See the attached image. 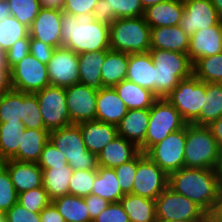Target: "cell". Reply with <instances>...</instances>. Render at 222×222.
Listing matches in <instances>:
<instances>
[{"label": "cell", "instance_id": "cell-9", "mask_svg": "<svg viewBox=\"0 0 222 222\" xmlns=\"http://www.w3.org/2000/svg\"><path fill=\"white\" fill-rule=\"evenodd\" d=\"M156 219L193 222L206 212L189 198L169 186L155 199Z\"/></svg>", "mask_w": 222, "mask_h": 222}, {"label": "cell", "instance_id": "cell-10", "mask_svg": "<svg viewBox=\"0 0 222 222\" xmlns=\"http://www.w3.org/2000/svg\"><path fill=\"white\" fill-rule=\"evenodd\" d=\"M34 94L38 100L46 130L50 132L71 124L65 88L48 85Z\"/></svg>", "mask_w": 222, "mask_h": 222}, {"label": "cell", "instance_id": "cell-55", "mask_svg": "<svg viewBox=\"0 0 222 222\" xmlns=\"http://www.w3.org/2000/svg\"><path fill=\"white\" fill-rule=\"evenodd\" d=\"M12 90L11 74L8 64H0V95Z\"/></svg>", "mask_w": 222, "mask_h": 222}, {"label": "cell", "instance_id": "cell-42", "mask_svg": "<svg viewBox=\"0 0 222 222\" xmlns=\"http://www.w3.org/2000/svg\"><path fill=\"white\" fill-rule=\"evenodd\" d=\"M96 174L97 169L74 170L69 182V195L89 196L92 192Z\"/></svg>", "mask_w": 222, "mask_h": 222}, {"label": "cell", "instance_id": "cell-16", "mask_svg": "<svg viewBox=\"0 0 222 222\" xmlns=\"http://www.w3.org/2000/svg\"><path fill=\"white\" fill-rule=\"evenodd\" d=\"M183 4L180 27L189 37L198 30L218 25L222 21L210 0H188Z\"/></svg>", "mask_w": 222, "mask_h": 222}, {"label": "cell", "instance_id": "cell-12", "mask_svg": "<svg viewBox=\"0 0 222 222\" xmlns=\"http://www.w3.org/2000/svg\"><path fill=\"white\" fill-rule=\"evenodd\" d=\"M169 176L146 154L137 155L132 194L155 200L167 187Z\"/></svg>", "mask_w": 222, "mask_h": 222}, {"label": "cell", "instance_id": "cell-47", "mask_svg": "<svg viewBox=\"0 0 222 222\" xmlns=\"http://www.w3.org/2000/svg\"><path fill=\"white\" fill-rule=\"evenodd\" d=\"M119 185L124 194L132 193L133 180L137 171V156L131 161L114 168Z\"/></svg>", "mask_w": 222, "mask_h": 222}, {"label": "cell", "instance_id": "cell-30", "mask_svg": "<svg viewBox=\"0 0 222 222\" xmlns=\"http://www.w3.org/2000/svg\"><path fill=\"white\" fill-rule=\"evenodd\" d=\"M105 56L106 51H95L78 54L79 83L97 90L103 88L101 81V68Z\"/></svg>", "mask_w": 222, "mask_h": 222}, {"label": "cell", "instance_id": "cell-35", "mask_svg": "<svg viewBox=\"0 0 222 222\" xmlns=\"http://www.w3.org/2000/svg\"><path fill=\"white\" fill-rule=\"evenodd\" d=\"M220 117H222V84L206 83L202 111L192 124L208 126Z\"/></svg>", "mask_w": 222, "mask_h": 222}, {"label": "cell", "instance_id": "cell-49", "mask_svg": "<svg viewBox=\"0 0 222 222\" xmlns=\"http://www.w3.org/2000/svg\"><path fill=\"white\" fill-rule=\"evenodd\" d=\"M93 222H130L120 202L110 203Z\"/></svg>", "mask_w": 222, "mask_h": 222}, {"label": "cell", "instance_id": "cell-51", "mask_svg": "<svg viewBox=\"0 0 222 222\" xmlns=\"http://www.w3.org/2000/svg\"><path fill=\"white\" fill-rule=\"evenodd\" d=\"M99 0H65L63 12L71 15L90 14Z\"/></svg>", "mask_w": 222, "mask_h": 222}, {"label": "cell", "instance_id": "cell-60", "mask_svg": "<svg viewBox=\"0 0 222 222\" xmlns=\"http://www.w3.org/2000/svg\"><path fill=\"white\" fill-rule=\"evenodd\" d=\"M10 16V10L6 0L0 1V21L4 18Z\"/></svg>", "mask_w": 222, "mask_h": 222}, {"label": "cell", "instance_id": "cell-19", "mask_svg": "<svg viewBox=\"0 0 222 222\" xmlns=\"http://www.w3.org/2000/svg\"><path fill=\"white\" fill-rule=\"evenodd\" d=\"M94 19L110 25L117 18H133L144 15L140 0H99L93 9Z\"/></svg>", "mask_w": 222, "mask_h": 222}, {"label": "cell", "instance_id": "cell-38", "mask_svg": "<svg viewBox=\"0 0 222 222\" xmlns=\"http://www.w3.org/2000/svg\"><path fill=\"white\" fill-rule=\"evenodd\" d=\"M193 75L206 83H222V52L198 59L193 64Z\"/></svg>", "mask_w": 222, "mask_h": 222}, {"label": "cell", "instance_id": "cell-29", "mask_svg": "<svg viewBox=\"0 0 222 222\" xmlns=\"http://www.w3.org/2000/svg\"><path fill=\"white\" fill-rule=\"evenodd\" d=\"M129 54L106 50V56L101 68V81L103 87H114L126 79L128 71Z\"/></svg>", "mask_w": 222, "mask_h": 222}, {"label": "cell", "instance_id": "cell-18", "mask_svg": "<svg viewBox=\"0 0 222 222\" xmlns=\"http://www.w3.org/2000/svg\"><path fill=\"white\" fill-rule=\"evenodd\" d=\"M222 52V21L215 26L196 31L190 36L187 55L194 64L198 59Z\"/></svg>", "mask_w": 222, "mask_h": 222}, {"label": "cell", "instance_id": "cell-67", "mask_svg": "<svg viewBox=\"0 0 222 222\" xmlns=\"http://www.w3.org/2000/svg\"><path fill=\"white\" fill-rule=\"evenodd\" d=\"M173 1H179V2L184 3V2H186V1H188V0H173Z\"/></svg>", "mask_w": 222, "mask_h": 222}, {"label": "cell", "instance_id": "cell-41", "mask_svg": "<svg viewBox=\"0 0 222 222\" xmlns=\"http://www.w3.org/2000/svg\"><path fill=\"white\" fill-rule=\"evenodd\" d=\"M10 16L15 17L21 24L30 28L41 10L39 0H6Z\"/></svg>", "mask_w": 222, "mask_h": 222}, {"label": "cell", "instance_id": "cell-20", "mask_svg": "<svg viewBox=\"0 0 222 222\" xmlns=\"http://www.w3.org/2000/svg\"><path fill=\"white\" fill-rule=\"evenodd\" d=\"M148 121L149 109H129L116 126L118 135L135 143L144 154Z\"/></svg>", "mask_w": 222, "mask_h": 222}, {"label": "cell", "instance_id": "cell-23", "mask_svg": "<svg viewBox=\"0 0 222 222\" xmlns=\"http://www.w3.org/2000/svg\"><path fill=\"white\" fill-rule=\"evenodd\" d=\"M140 153L139 147L117 135L97 154L98 166L116 168L134 159Z\"/></svg>", "mask_w": 222, "mask_h": 222}, {"label": "cell", "instance_id": "cell-57", "mask_svg": "<svg viewBox=\"0 0 222 222\" xmlns=\"http://www.w3.org/2000/svg\"><path fill=\"white\" fill-rule=\"evenodd\" d=\"M41 8L63 11L65 0H39Z\"/></svg>", "mask_w": 222, "mask_h": 222}, {"label": "cell", "instance_id": "cell-43", "mask_svg": "<svg viewBox=\"0 0 222 222\" xmlns=\"http://www.w3.org/2000/svg\"><path fill=\"white\" fill-rule=\"evenodd\" d=\"M21 121L24 123L26 129H45L39 110V103L34 93L23 92V117Z\"/></svg>", "mask_w": 222, "mask_h": 222}, {"label": "cell", "instance_id": "cell-25", "mask_svg": "<svg viewBox=\"0 0 222 222\" xmlns=\"http://www.w3.org/2000/svg\"><path fill=\"white\" fill-rule=\"evenodd\" d=\"M78 125L87 150L96 155L118 135L117 128L113 124L94 120L81 122Z\"/></svg>", "mask_w": 222, "mask_h": 222}, {"label": "cell", "instance_id": "cell-58", "mask_svg": "<svg viewBox=\"0 0 222 222\" xmlns=\"http://www.w3.org/2000/svg\"><path fill=\"white\" fill-rule=\"evenodd\" d=\"M215 171H216V175H217L218 192L222 193V152H220V156L218 158V162L215 167Z\"/></svg>", "mask_w": 222, "mask_h": 222}, {"label": "cell", "instance_id": "cell-22", "mask_svg": "<svg viewBox=\"0 0 222 222\" xmlns=\"http://www.w3.org/2000/svg\"><path fill=\"white\" fill-rule=\"evenodd\" d=\"M123 100L113 87H103L98 90L96 99L95 120L117 126L127 113Z\"/></svg>", "mask_w": 222, "mask_h": 222}, {"label": "cell", "instance_id": "cell-45", "mask_svg": "<svg viewBox=\"0 0 222 222\" xmlns=\"http://www.w3.org/2000/svg\"><path fill=\"white\" fill-rule=\"evenodd\" d=\"M18 203V193L11 181L8 169L0 163V213H6Z\"/></svg>", "mask_w": 222, "mask_h": 222}, {"label": "cell", "instance_id": "cell-26", "mask_svg": "<svg viewBox=\"0 0 222 222\" xmlns=\"http://www.w3.org/2000/svg\"><path fill=\"white\" fill-rule=\"evenodd\" d=\"M126 79L155 95V66L149 52L129 54Z\"/></svg>", "mask_w": 222, "mask_h": 222}, {"label": "cell", "instance_id": "cell-46", "mask_svg": "<svg viewBox=\"0 0 222 222\" xmlns=\"http://www.w3.org/2000/svg\"><path fill=\"white\" fill-rule=\"evenodd\" d=\"M37 164L41 169H48L53 168V166H65L68 162L64 153L60 152L54 143L49 140L45 144Z\"/></svg>", "mask_w": 222, "mask_h": 222}, {"label": "cell", "instance_id": "cell-53", "mask_svg": "<svg viewBox=\"0 0 222 222\" xmlns=\"http://www.w3.org/2000/svg\"><path fill=\"white\" fill-rule=\"evenodd\" d=\"M84 200L92 221L110 204L104 198L94 194L84 197Z\"/></svg>", "mask_w": 222, "mask_h": 222}, {"label": "cell", "instance_id": "cell-34", "mask_svg": "<svg viewBox=\"0 0 222 222\" xmlns=\"http://www.w3.org/2000/svg\"><path fill=\"white\" fill-rule=\"evenodd\" d=\"M91 194L100 196L110 203L120 201L125 194L113 168L98 166Z\"/></svg>", "mask_w": 222, "mask_h": 222}, {"label": "cell", "instance_id": "cell-4", "mask_svg": "<svg viewBox=\"0 0 222 222\" xmlns=\"http://www.w3.org/2000/svg\"><path fill=\"white\" fill-rule=\"evenodd\" d=\"M110 49L128 54L149 52L151 27L143 16L117 18L109 25Z\"/></svg>", "mask_w": 222, "mask_h": 222}, {"label": "cell", "instance_id": "cell-28", "mask_svg": "<svg viewBox=\"0 0 222 222\" xmlns=\"http://www.w3.org/2000/svg\"><path fill=\"white\" fill-rule=\"evenodd\" d=\"M49 140L50 132L46 129H25L21 136L17 155L13 160L37 163L45 144Z\"/></svg>", "mask_w": 222, "mask_h": 222}, {"label": "cell", "instance_id": "cell-44", "mask_svg": "<svg viewBox=\"0 0 222 222\" xmlns=\"http://www.w3.org/2000/svg\"><path fill=\"white\" fill-rule=\"evenodd\" d=\"M51 202L43 186L18 194V203L33 213H40Z\"/></svg>", "mask_w": 222, "mask_h": 222}, {"label": "cell", "instance_id": "cell-62", "mask_svg": "<svg viewBox=\"0 0 222 222\" xmlns=\"http://www.w3.org/2000/svg\"><path fill=\"white\" fill-rule=\"evenodd\" d=\"M163 1H166V0H140V3L142 5L143 9L145 10L146 8H148L150 6H153V5L163 2Z\"/></svg>", "mask_w": 222, "mask_h": 222}, {"label": "cell", "instance_id": "cell-3", "mask_svg": "<svg viewBox=\"0 0 222 222\" xmlns=\"http://www.w3.org/2000/svg\"><path fill=\"white\" fill-rule=\"evenodd\" d=\"M155 66V96L165 98L177 84L193 75V64L187 54L150 49Z\"/></svg>", "mask_w": 222, "mask_h": 222}, {"label": "cell", "instance_id": "cell-21", "mask_svg": "<svg viewBox=\"0 0 222 222\" xmlns=\"http://www.w3.org/2000/svg\"><path fill=\"white\" fill-rule=\"evenodd\" d=\"M2 164L8 169L11 181L17 193L42 186L43 170L36 162L7 160Z\"/></svg>", "mask_w": 222, "mask_h": 222}, {"label": "cell", "instance_id": "cell-6", "mask_svg": "<svg viewBox=\"0 0 222 222\" xmlns=\"http://www.w3.org/2000/svg\"><path fill=\"white\" fill-rule=\"evenodd\" d=\"M50 140L64 153L73 170L98 168L97 155L87 150L78 124L50 131Z\"/></svg>", "mask_w": 222, "mask_h": 222}, {"label": "cell", "instance_id": "cell-2", "mask_svg": "<svg viewBox=\"0 0 222 222\" xmlns=\"http://www.w3.org/2000/svg\"><path fill=\"white\" fill-rule=\"evenodd\" d=\"M168 186L206 213L214 211L219 194L215 169L181 168L169 175Z\"/></svg>", "mask_w": 222, "mask_h": 222}, {"label": "cell", "instance_id": "cell-59", "mask_svg": "<svg viewBox=\"0 0 222 222\" xmlns=\"http://www.w3.org/2000/svg\"><path fill=\"white\" fill-rule=\"evenodd\" d=\"M212 214L219 220V222H222V193L218 194L217 203Z\"/></svg>", "mask_w": 222, "mask_h": 222}, {"label": "cell", "instance_id": "cell-37", "mask_svg": "<svg viewBox=\"0 0 222 222\" xmlns=\"http://www.w3.org/2000/svg\"><path fill=\"white\" fill-rule=\"evenodd\" d=\"M24 123H0V163L13 159L18 152Z\"/></svg>", "mask_w": 222, "mask_h": 222}, {"label": "cell", "instance_id": "cell-54", "mask_svg": "<svg viewBox=\"0 0 222 222\" xmlns=\"http://www.w3.org/2000/svg\"><path fill=\"white\" fill-rule=\"evenodd\" d=\"M41 222H65L56 206L51 202L39 213Z\"/></svg>", "mask_w": 222, "mask_h": 222}, {"label": "cell", "instance_id": "cell-56", "mask_svg": "<svg viewBox=\"0 0 222 222\" xmlns=\"http://www.w3.org/2000/svg\"><path fill=\"white\" fill-rule=\"evenodd\" d=\"M208 127L210 128L214 138L218 143L219 149L222 152V117L216 121H213L210 125H208Z\"/></svg>", "mask_w": 222, "mask_h": 222}, {"label": "cell", "instance_id": "cell-39", "mask_svg": "<svg viewBox=\"0 0 222 222\" xmlns=\"http://www.w3.org/2000/svg\"><path fill=\"white\" fill-rule=\"evenodd\" d=\"M23 92L11 90L0 95V123H22Z\"/></svg>", "mask_w": 222, "mask_h": 222}, {"label": "cell", "instance_id": "cell-36", "mask_svg": "<svg viewBox=\"0 0 222 222\" xmlns=\"http://www.w3.org/2000/svg\"><path fill=\"white\" fill-rule=\"evenodd\" d=\"M65 222H93L87 210L84 197L64 195L52 201Z\"/></svg>", "mask_w": 222, "mask_h": 222}, {"label": "cell", "instance_id": "cell-17", "mask_svg": "<svg viewBox=\"0 0 222 222\" xmlns=\"http://www.w3.org/2000/svg\"><path fill=\"white\" fill-rule=\"evenodd\" d=\"M63 11L41 8L29 28L30 38L40 40L52 47H61V22Z\"/></svg>", "mask_w": 222, "mask_h": 222}, {"label": "cell", "instance_id": "cell-50", "mask_svg": "<svg viewBox=\"0 0 222 222\" xmlns=\"http://www.w3.org/2000/svg\"><path fill=\"white\" fill-rule=\"evenodd\" d=\"M7 222H41L39 213H33L19 203L12 206L6 213Z\"/></svg>", "mask_w": 222, "mask_h": 222}, {"label": "cell", "instance_id": "cell-40", "mask_svg": "<svg viewBox=\"0 0 222 222\" xmlns=\"http://www.w3.org/2000/svg\"><path fill=\"white\" fill-rule=\"evenodd\" d=\"M30 38L29 28L15 17L7 16L0 21V49L7 51L19 39Z\"/></svg>", "mask_w": 222, "mask_h": 222}, {"label": "cell", "instance_id": "cell-63", "mask_svg": "<svg viewBox=\"0 0 222 222\" xmlns=\"http://www.w3.org/2000/svg\"><path fill=\"white\" fill-rule=\"evenodd\" d=\"M217 10L219 18L222 20V0H210Z\"/></svg>", "mask_w": 222, "mask_h": 222}, {"label": "cell", "instance_id": "cell-48", "mask_svg": "<svg viewBox=\"0 0 222 222\" xmlns=\"http://www.w3.org/2000/svg\"><path fill=\"white\" fill-rule=\"evenodd\" d=\"M28 54H30V38L17 40L11 48L6 51L8 67L11 69Z\"/></svg>", "mask_w": 222, "mask_h": 222}, {"label": "cell", "instance_id": "cell-64", "mask_svg": "<svg viewBox=\"0 0 222 222\" xmlns=\"http://www.w3.org/2000/svg\"><path fill=\"white\" fill-rule=\"evenodd\" d=\"M0 64H7L6 51L0 49Z\"/></svg>", "mask_w": 222, "mask_h": 222}, {"label": "cell", "instance_id": "cell-24", "mask_svg": "<svg viewBox=\"0 0 222 222\" xmlns=\"http://www.w3.org/2000/svg\"><path fill=\"white\" fill-rule=\"evenodd\" d=\"M184 4L179 1L166 0L144 10L145 22L151 27H171L180 25Z\"/></svg>", "mask_w": 222, "mask_h": 222}, {"label": "cell", "instance_id": "cell-33", "mask_svg": "<svg viewBox=\"0 0 222 222\" xmlns=\"http://www.w3.org/2000/svg\"><path fill=\"white\" fill-rule=\"evenodd\" d=\"M119 202L130 222H156L155 200L130 193Z\"/></svg>", "mask_w": 222, "mask_h": 222}, {"label": "cell", "instance_id": "cell-65", "mask_svg": "<svg viewBox=\"0 0 222 222\" xmlns=\"http://www.w3.org/2000/svg\"><path fill=\"white\" fill-rule=\"evenodd\" d=\"M156 222H185V221H180V220L169 221V220H159V219H156Z\"/></svg>", "mask_w": 222, "mask_h": 222}, {"label": "cell", "instance_id": "cell-11", "mask_svg": "<svg viewBox=\"0 0 222 222\" xmlns=\"http://www.w3.org/2000/svg\"><path fill=\"white\" fill-rule=\"evenodd\" d=\"M185 143L186 125L182 129L170 133L145 154L169 176L184 168Z\"/></svg>", "mask_w": 222, "mask_h": 222}, {"label": "cell", "instance_id": "cell-13", "mask_svg": "<svg viewBox=\"0 0 222 222\" xmlns=\"http://www.w3.org/2000/svg\"><path fill=\"white\" fill-rule=\"evenodd\" d=\"M12 90L35 93L50 85L47 65L28 54L10 69Z\"/></svg>", "mask_w": 222, "mask_h": 222}, {"label": "cell", "instance_id": "cell-32", "mask_svg": "<svg viewBox=\"0 0 222 222\" xmlns=\"http://www.w3.org/2000/svg\"><path fill=\"white\" fill-rule=\"evenodd\" d=\"M42 170V186L47 191L51 201L69 195V182L74 170L68 164Z\"/></svg>", "mask_w": 222, "mask_h": 222}, {"label": "cell", "instance_id": "cell-15", "mask_svg": "<svg viewBox=\"0 0 222 222\" xmlns=\"http://www.w3.org/2000/svg\"><path fill=\"white\" fill-rule=\"evenodd\" d=\"M65 93L71 124L95 120L97 89L77 83L66 87Z\"/></svg>", "mask_w": 222, "mask_h": 222}, {"label": "cell", "instance_id": "cell-8", "mask_svg": "<svg viewBox=\"0 0 222 222\" xmlns=\"http://www.w3.org/2000/svg\"><path fill=\"white\" fill-rule=\"evenodd\" d=\"M206 93V82L194 75L181 80L165 98L179 111L187 124H192L203 108Z\"/></svg>", "mask_w": 222, "mask_h": 222}, {"label": "cell", "instance_id": "cell-14", "mask_svg": "<svg viewBox=\"0 0 222 222\" xmlns=\"http://www.w3.org/2000/svg\"><path fill=\"white\" fill-rule=\"evenodd\" d=\"M47 70L50 85L66 88L79 83L78 54L64 46L56 48Z\"/></svg>", "mask_w": 222, "mask_h": 222}, {"label": "cell", "instance_id": "cell-27", "mask_svg": "<svg viewBox=\"0 0 222 222\" xmlns=\"http://www.w3.org/2000/svg\"><path fill=\"white\" fill-rule=\"evenodd\" d=\"M190 37L180 25L151 28V49L169 50L187 54Z\"/></svg>", "mask_w": 222, "mask_h": 222}, {"label": "cell", "instance_id": "cell-7", "mask_svg": "<svg viewBox=\"0 0 222 222\" xmlns=\"http://www.w3.org/2000/svg\"><path fill=\"white\" fill-rule=\"evenodd\" d=\"M186 124L179 111L166 98H157L149 108L145 153L170 133L182 129Z\"/></svg>", "mask_w": 222, "mask_h": 222}, {"label": "cell", "instance_id": "cell-5", "mask_svg": "<svg viewBox=\"0 0 222 222\" xmlns=\"http://www.w3.org/2000/svg\"><path fill=\"white\" fill-rule=\"evenodd\" d=\"M220 152L208 126L186 124L184 167L215 169Z\"/></svg>", "mask_w": 222, "mask_h": 222}, {"label": "cell", "instance_id": "cell-1", "mask_svg": "<svg viewBox=\"0 0 222 222\" xmlns=\"http://www.w3.org/2000/svg\"><path fill=\"white\" fill-rule=\"evenodd\" d=\"M61 47L76 54L110 49L109 25L94 19V15H71L63 12L61 22Z\"/></svg>", "mask_w": 222, "mask_h": 222}, {"label": "cell", "instance_id": "cell-52", "mask_svg": "<svg viewBox=\"0 0 222 222\" xmlns=\"http://www.w3.org/2000/svg\"><path fill=\"white\" fill-rule=\"evenodd\" d=\"M55 49V47L41 42L40 40L30 38V54L41 63L47 65Z\"/></svg>", "mask_w": 222, "mask_h": 222}, {"label": "cell", "instance_id": "cell-61", "mask_svg": "<svg viewBox=\"0 0 222 222\" xmlns=\"http://www.w3.org/2000/svg\"><path fill=\"white\" fill-rule=\"evenodd\" d=\"M193 222H219L212 213H205L200 219Z\"/></svg>", "mask_w": 222, "mask_h": 222}, {"label": "cell", "instance_id": "cell-66", "mask_svg": "<svg viewBox=\"0 0 222 222\" xmlns=\"http://www.w3.org/2000/svg\"><path fill=\"white\" fill-rule=\"evenodd\" d=\"M0 222H7L5 213H0Z\"/></svg>", "mask_w": 222, "mask_h": 222}, {"label": "cell", "instance_id": "cell-31", "mask_svg": "<svg viewBox=\"0 0 222 222\" xmlns=\"http://www.w3.org/2000/svg\"><path fill=\"white\" fill-rule=\"evenodd\" d=\"M113 88L123 100L128 110L149 109L157 99L152 91L142 88L138 84L127 79L121 81Z\"/></svg>", "mask_w": 222, "mask_h": 222}]
</instances>
